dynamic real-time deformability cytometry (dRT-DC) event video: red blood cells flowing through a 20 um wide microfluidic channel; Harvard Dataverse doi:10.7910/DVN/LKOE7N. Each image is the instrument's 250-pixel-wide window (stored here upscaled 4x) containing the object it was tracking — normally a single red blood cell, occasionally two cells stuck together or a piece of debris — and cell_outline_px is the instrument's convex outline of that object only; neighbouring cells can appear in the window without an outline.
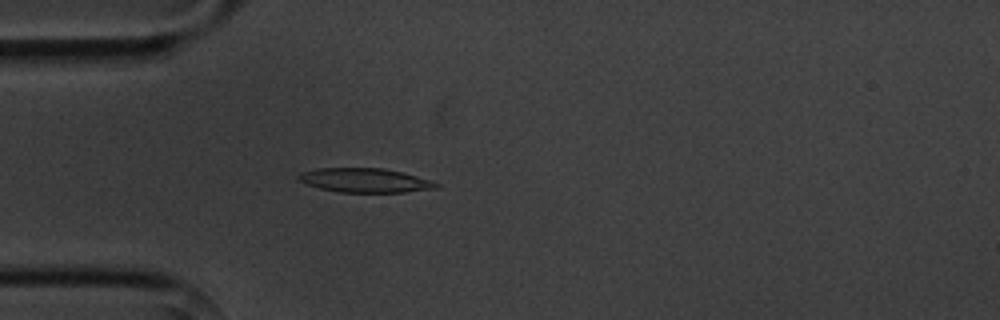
{"species": "common noctule bat (a hibernating species)", "species_latin": "Nyctalus noctula", "temperature_condition": "cold", "stored_images_in_passage": 3, "camera_frame_rate_fps": 3000, "um_per_image_px": 0.085, "animal": {"sex": "male", "body_mass_g": 20.1, "forearm_length_mm": 53.5}, "frame": {"image": 1, "passage_image": 3, "time_ms": 2.333, "image_size_px": [1000, 320], "cell_outline_px": [[440, 184], [436, 188], [404, 192], [340, 192], [320, 188], [308, 184], [300, 180], [296, 176], [300, 172], [316, 168], [384, 168], [416, 176]], "centroid_in_image_um": [30.98, 15.32], "position_along_channel_um": 54.0, "area_um2": 19.13}}